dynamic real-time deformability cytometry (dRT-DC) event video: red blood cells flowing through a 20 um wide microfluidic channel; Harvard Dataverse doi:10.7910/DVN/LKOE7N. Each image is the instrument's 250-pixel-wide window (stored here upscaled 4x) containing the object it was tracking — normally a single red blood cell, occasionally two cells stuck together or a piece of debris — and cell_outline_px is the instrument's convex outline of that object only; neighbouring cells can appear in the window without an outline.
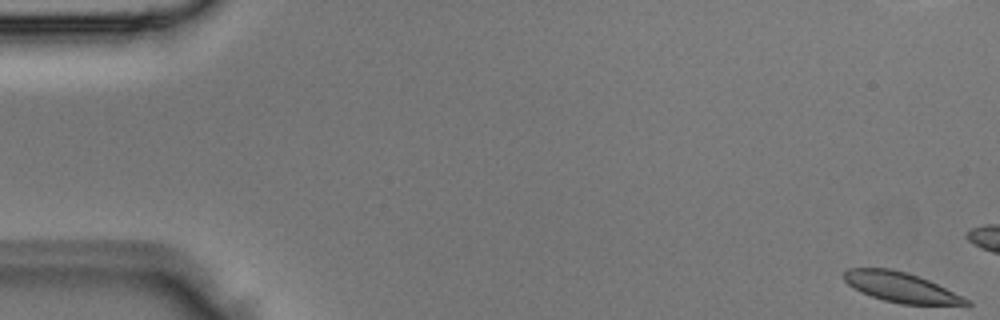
{"species": "Egyptian fruit bat (a non-hibernating species)", "species_latin": "Rousettus aegyptiacus", "temperature_condition": "room temperature", "stored_images_in_passage": 5, "camera_frame_rate_fps": 3000, "um_per_image_px": 0.085, "animal": {"sex": "male"}, "frame": {"image": 1, "passage_image": 1, "time_ms": 0.0, "image_size_px": [1000, 320], "cell_outline_px": [[972, 304], [900, 304], [884, 300], [860, 292], [848, 284], [844, 280], [844, 272], [848, 268], [892, 268], [908, 272], [928, 280], [972, 300]], "centroid_in_image_um": [76.56, 24.4], "position_along_channel_um": 8.4, "area_um2": 21.21}}